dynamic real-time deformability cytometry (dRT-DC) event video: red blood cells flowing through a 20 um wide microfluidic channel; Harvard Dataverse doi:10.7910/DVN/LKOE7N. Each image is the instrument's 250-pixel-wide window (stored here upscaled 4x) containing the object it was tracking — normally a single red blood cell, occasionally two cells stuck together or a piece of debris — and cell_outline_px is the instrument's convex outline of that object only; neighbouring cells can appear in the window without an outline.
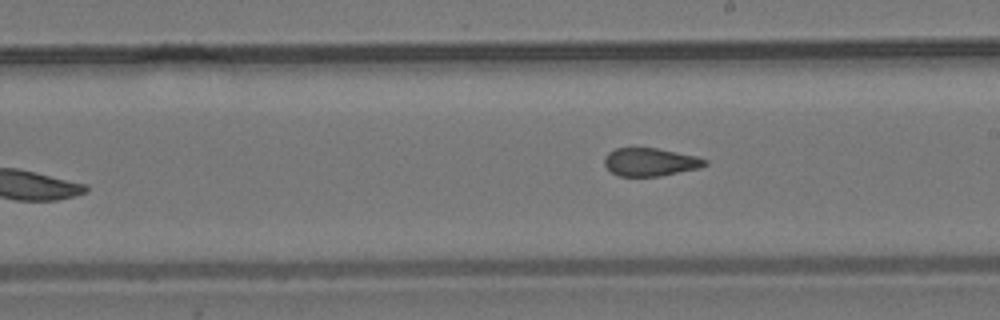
{"species": "common noctule bat (a hibernating species)", "species_latin": "Nyctalus noctula", "temperature_condition": "room temperature", "stored_images_in_passage": 8, "camera_frame_rate_fps": 3000, "um_per_image_px": 0.085, "animal": {"sex": "male", "body_mass_g": 19.2, "forearm_length_mm": 51.8}, "frame": {"image": 1, "passage_image": 8, "time_ms": 9.0, "image_size_px": [1000, 320], "cell_outline_px": [[708, 164], [696, 168], [660, 176], [620, 176], [612, 172], [604, 164], [604, 156], [608, 152], [616, 148], [656, 148], [696, 156], [708, 160]], "centroid_in_image_um": [55.24, 13.76], "position_along_channel_um": 233.8, "area_um2": 16.24}}